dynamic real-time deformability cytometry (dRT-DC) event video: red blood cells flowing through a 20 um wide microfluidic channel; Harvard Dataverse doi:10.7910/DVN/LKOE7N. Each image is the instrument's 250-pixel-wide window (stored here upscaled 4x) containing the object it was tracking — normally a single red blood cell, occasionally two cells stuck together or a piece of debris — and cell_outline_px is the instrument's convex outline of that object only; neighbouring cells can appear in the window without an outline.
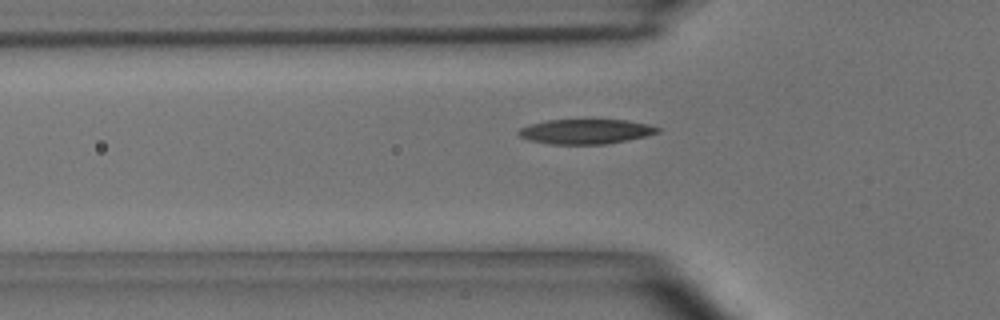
{"species": "common noctule bat (a hibernating species)", "species_latin": "Nyctalus noctula", "temperature_condition": "room temperature", "stored_images_in_passage": 42, "camera_frame_rate_fps": 3000, "um_per_image_px": 0.085, "animal": {"sex": "male", "body_mass_g": 15.6}, "frame": {"image": 1, "passage_image": 5, "time_ms": 1.333, "image_size_px": [1000, 320], "cell_outline_px": [[660, 132], [644, 136], [608, 144], [552, 144], [532, 140], [520, 136], [516, 132], [520, 128], [532, 124], [548, 120], [628, 120], [648, 124], [660, 128]], "centroid_in_image_um": [49.81, 11.17], "position_along_channel_um": 76.0, "area_um2": 19.83}}
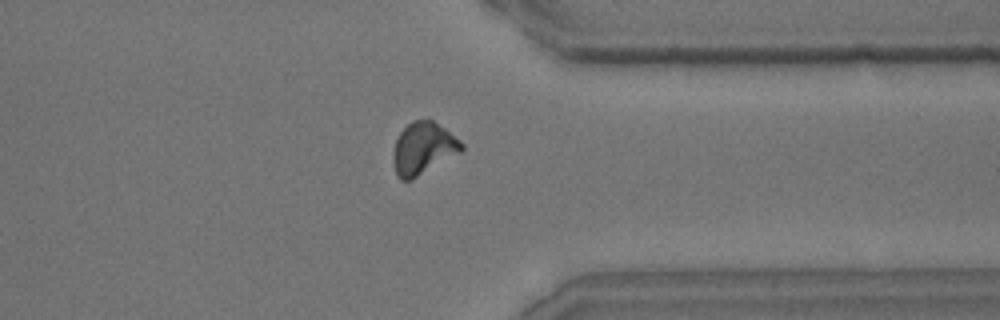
{"frame": {"image": 2, "passage_image": 30, "time_ms": 9.667, "image_size_px": [1000, 320], "cell_outline_px": [[464, 148], [460, 152], [412, 180], [400, 180], [396, 176], [392, 160], [392, 152], [396, 140], [400, 132], [412, 120], [432, 120], [444, 128], [460, 140], [464, 144]], "centroid_in_image_um": [35.94, 12.63], "position_along_channel_um": 375.5, "area_um2": 20.75}}
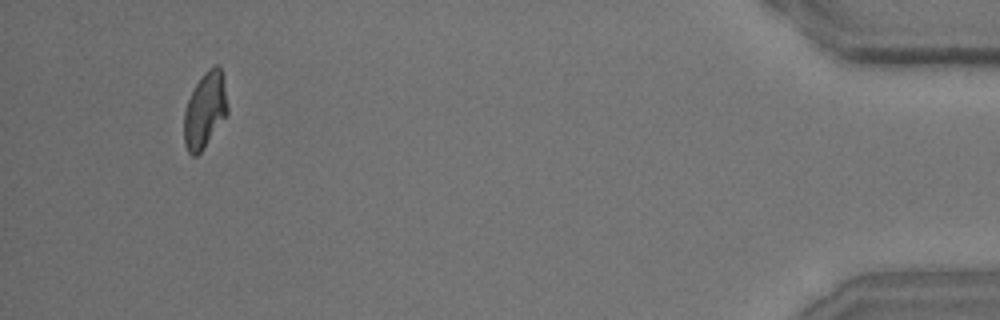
{"frame": {"image": 3, "passage_image": 39, "time_ms": 12.667, "image_size_px": [1000, 320], "cell_outline_px": [[228, 112], [200, 152], [196, 156], [192, 156], [188, 152], [184, 144], [184, 112], [188, 100], [200, 76], [208, 68], [216, 64], [220, 68], [228, 108]], "centroid_in_image_um": [17.39, 9.36], "position_along_channel_um": 417.8, "area_um2": 18.73}, "authors_computed_cell_mechanics": {"area_um2": 19.9988, "velocity_mm_per_s": 3.6418, "shape_relaxation_time_tau1_ms": 3.6328, "shape_relaxation_time_tau2_ms": 3.1073, "deformation_change_tau1": 0.1521, "deformation_change_tau2": 0.0797}}